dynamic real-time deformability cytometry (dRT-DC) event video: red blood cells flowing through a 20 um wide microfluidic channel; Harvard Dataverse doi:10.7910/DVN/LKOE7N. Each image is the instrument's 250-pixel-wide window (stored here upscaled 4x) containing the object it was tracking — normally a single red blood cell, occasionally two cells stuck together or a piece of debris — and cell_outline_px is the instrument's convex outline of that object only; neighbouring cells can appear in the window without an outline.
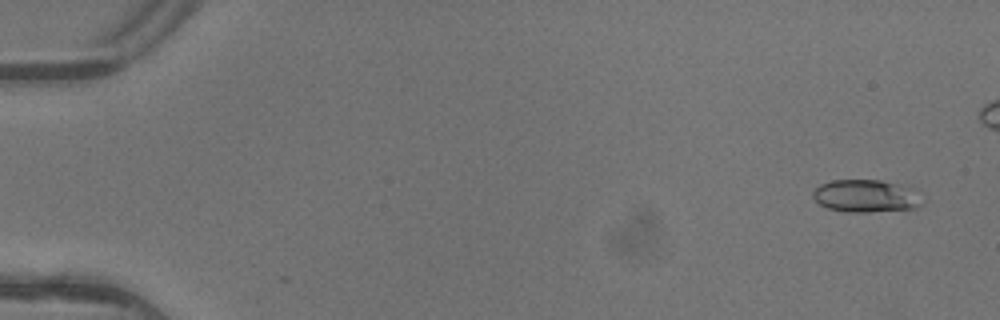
{"species": "common noctule bat (a hibernating species)", "species_latin": "Nyctalus noctula", "temperature_condition": "warm", "stored_images_in_passage": 6, "camera_frame_rate_fps": 3000, "um_per_image_px": 0.085, "animal": {"sex": "female"}, "frame": {"image": 1, "passage_image": 1, "time_ms": 0.0, "image_size_px": [1000, 320], "cell_outline_px": [[924, 204], [916, 208], [868, 212], [844, 212], [828, 208], [820, 204], [812, 196], [812, 192], [820, 184], [832, 180], [880, 180], [912, 188]], "centroid_in_image_um": [73.57, 16.66], "position_along_channel_um": 11.4, "area_um2": 20.63}}